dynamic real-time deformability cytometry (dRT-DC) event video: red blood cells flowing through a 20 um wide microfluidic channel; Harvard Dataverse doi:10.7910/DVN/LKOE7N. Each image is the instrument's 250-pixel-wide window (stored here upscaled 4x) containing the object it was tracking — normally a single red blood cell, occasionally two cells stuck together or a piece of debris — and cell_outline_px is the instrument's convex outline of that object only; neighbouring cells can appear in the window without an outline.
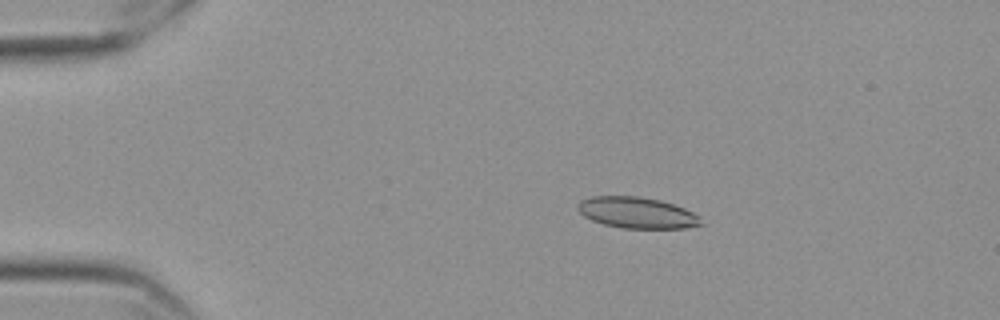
{"species": "Egyptian fruit bat (a non-hibernating species)", "species_latin": "Rousettus aegyptiacus", "temperature_condition": "cold", "stored_images_in_passage": 58, "camera_frame_rate_fps": 3000, "um_per_image_px": 0.085, "frame": {"image": 1, "passage_image": 12, "time_ms": 3.667, "image_size_px": [1000, 320], "cell_outline_px": [[704, 224], [684, 228], [624, 228], [604, 224], [592, 220], [584, 216], [580, 212], [580, 200], [592, 196], [636, 196], [660, 200], [684, 208], [700, 216]], "centroid_in_image_um": [54.18, 18.08], "position_along_channel_um": 30.8, "area_um2": 22.14}}
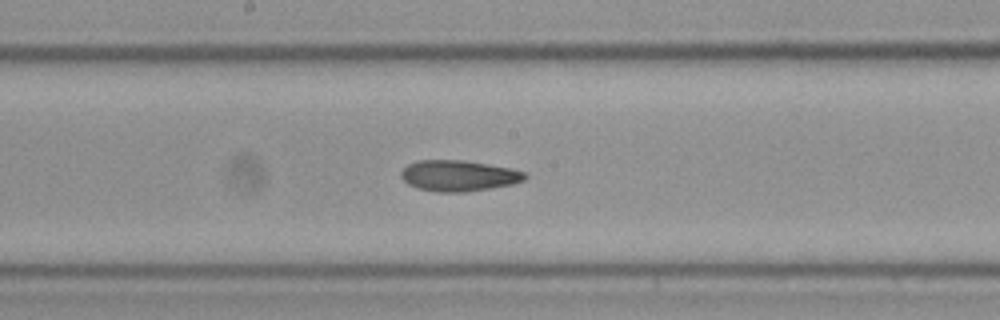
{"frame": {"image": 2, "passage_image": 32, "time_ms": 10.333, "image_size_px": [1000, 320], "cell_outline_px": [[528, 176], [524, 180], [512, 184], [464, 192], [436, 192], [420, 188], [408, 184], [400, 176], [400, 172], [408, 164], [420, 160], [464, 160], [488, 164], [508, 168], [524, 172]], "centroid_in_image_um": [38.96, 14.93], "position_along_channel_um": 209.2, "area_um2": 22.08}}
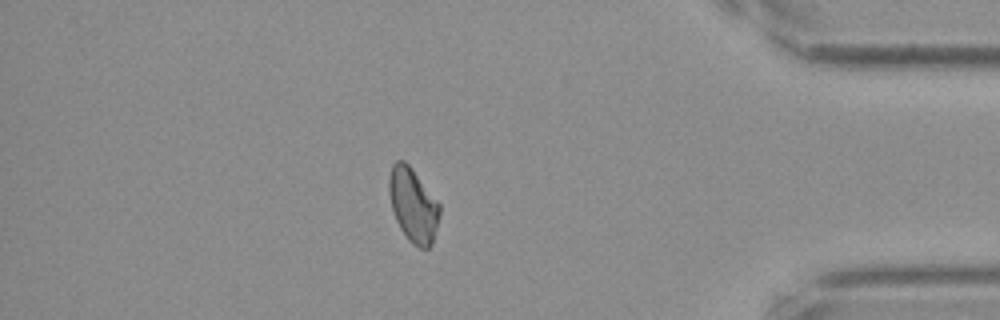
{"frame": {"image": 3, "passage_image": 51, "time_ms": 16.667, "image_size_px": [1000, 320], "cell_outline_px": [[440, 212], [432, 244], [428, 248], [420, 248], [412, 244], [408, 240], [400, 228], [396, 220], [392, 208], [388, 192], [388, 180], [392, 164], [396, 160], [404, 160], [412, 168], [440, 204]], "centroid_in_image_um": [35.1, 17.42], "position_along_channel_um": 400.1, "area_um2": 21.79}, "authors_computed_cell_mechanics": {"area_um2": 22.0507, "velocity_mm_per_s": 3.5465, "shape_relaxation_time_tau1_ms": null, "shape_relaxation_time_tau2_ms": 4.5424, "deformation_change_tau1": null, "deformation_change_tau2": 0.1056}}